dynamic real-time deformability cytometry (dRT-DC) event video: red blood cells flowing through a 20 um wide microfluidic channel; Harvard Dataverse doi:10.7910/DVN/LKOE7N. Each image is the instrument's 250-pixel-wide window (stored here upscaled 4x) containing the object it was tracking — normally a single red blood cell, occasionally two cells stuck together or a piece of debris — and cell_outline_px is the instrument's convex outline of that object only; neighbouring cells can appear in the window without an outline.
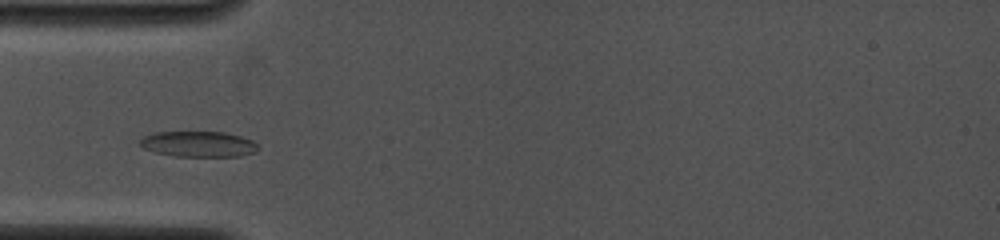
{"species": "common noctule bat (a hibernating species)", "species_latin": "Nyctalus noctula", "temperature_condition": "cold", "stored_images_in_passage": 36, "camera_frame_rate_fps": 4000, "um_per_image_px": 0.085, "animal": {"sex": "female", "body_mass_g": 19.0, "forearm_length_mm": 53.3}, "frame": {"image": 1, "passage_image": 1, "time_ms": 0.0, "image_size_px": [1000, 240], "cell_outline_px": [[260, 148], [256, 152], [240, 156], [172, 156], [156, 152], [144, 148], [140, 144], [140, 140], [144, 136], [156, 132], [224, 132], [240, 136], [252, 140], [260, 144]], "centroid_in_image_um": [16.93, 12.25], "position_along_channel_um": 68.1, "area_um2": 17.69}}
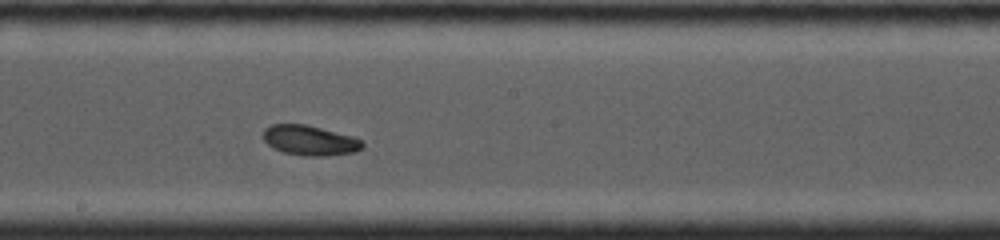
{"frame": {"image": 2, "passage_image": 22, "time_ms": 3.75, "image_size_px": [1000, 240], "cell_outline_px": [[364, 148], [356, 152], [324, 156], [304, 156], [284, 152], [272, 148], [264, 140], [264, 128], [272, 124], [304, 124], [352, 136], [360, 140], [364, 144]], "centroid_in_image_um": [26.34, 11.94], "position_along_channel_um": 221.9, "area_um2": 17.28}}
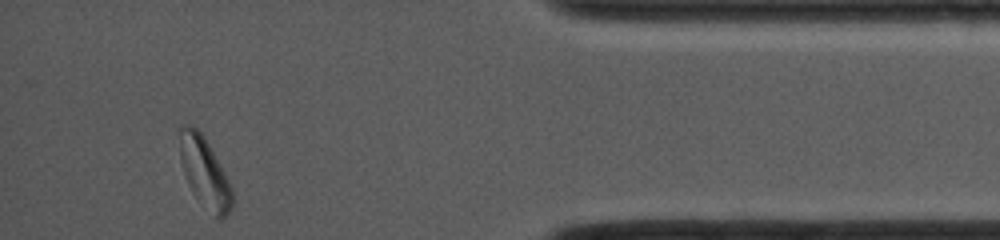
{"frame": {"image": 3, "passage_image": 36, "time_ms": 9.25, "image_size_px": [1000, 240], "cell_outline_px": [[232, 208], [228, 216], [220, 220], [192, 192], [188, 184], [180, 160], [180, 124], [188, 124], [196, 128], [204, 136], [224, 172], [232, 188]], "centroid_in_image_um": [17.39, 14.64], "position_along_channel_um": 417.8, "area_um2": 21.04}}